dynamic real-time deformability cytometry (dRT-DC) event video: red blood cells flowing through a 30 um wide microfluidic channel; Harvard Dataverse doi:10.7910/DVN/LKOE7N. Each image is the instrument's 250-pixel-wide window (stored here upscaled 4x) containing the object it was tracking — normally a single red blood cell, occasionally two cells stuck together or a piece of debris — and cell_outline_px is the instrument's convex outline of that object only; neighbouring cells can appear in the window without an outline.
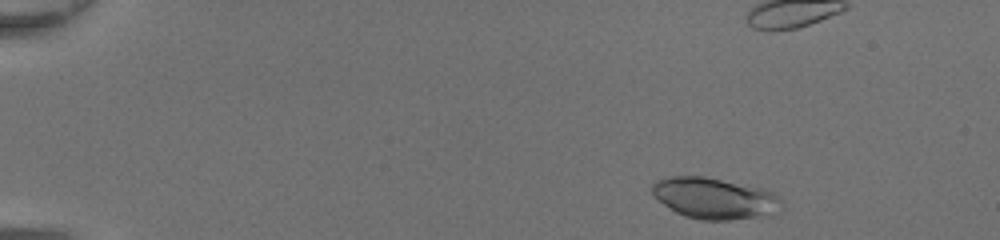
{"species": "common noctule bat (a hibernating species)", "species_latin": "Nyctalus noctula", "temperature_condition": "room temperature", "stored_images_in_passage": 45, "camera_frame_rate_fps": 3000, "um_per_image_px": 0.085, "animal": {"sex": "female", "body_mass_g": 20.0, "forearm_length_mm": 54.0}, "frame": {"image": 1, "passage_image": 3, "time_ms": 0.667, "image_size_px": [1000, 240], "cell_outline_px": [[784, 208], [780, 212], [728, 220], [700, 220], [684, 216], [676, 212], [664, 204], [652, 192], [652, 184], [656, 180], [668, 176], [704, 176], [760, 188], [772, 192], [780, 200]], "centroid_in_image_um": [60.72, 16.85], "position_along_channel_um": 24.3, "area_um2": 30.69}}
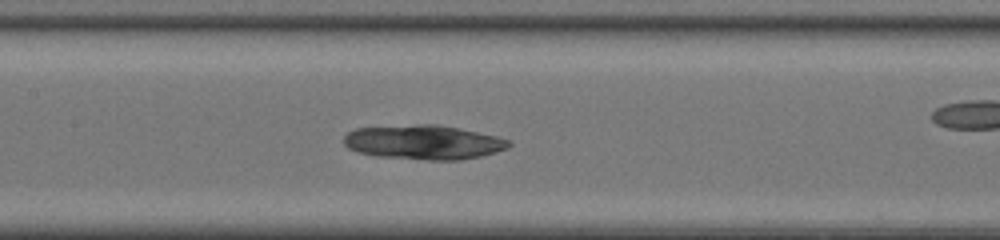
{"frame": {"image": 2, "passage_image": 21, "time_ms": 6.667, "image_size_px": [1000, 240], "cell_outline_px": [[512, 144], [508, 148], [496, 152], [480, 156], [460, 160], [428, 160], [376, 156], [356, 152], [348, 148], [344, 144], [344, 136], [348, 132], [356, 128], [416, 124], [436, 124], [496, 136], [512, 140]], "centroid_in_image_um": [36.0, 12.09], "position_along_channel_um": 171.4, "area_um2": 33.12}}
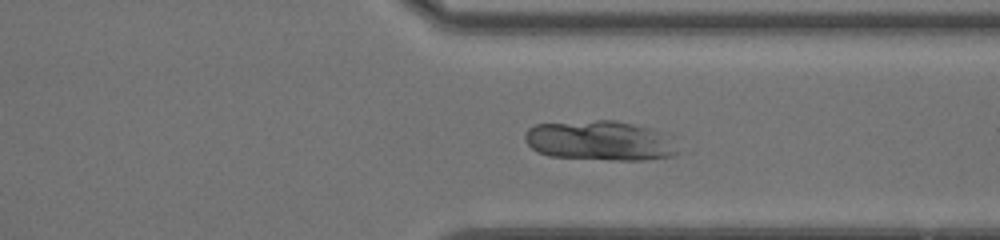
{"frame": {"image": 3, "passage_image": 34, "time_ms": 11.0, "image_size_px": [1000, 240], "cell_outline_px": [[680, 152], [676, 156], [644, 160], [616, 160], [548, 156], [532, 148], [528, 144], [524, 136], [528, 128], [536, 124], [596, 120], [616, 120], [648, 128], [660, 132]], "centroid_in_image_um": [50.96, 11.96], "position_along_channel_um": 360.4, "area_um2": 35.03}}